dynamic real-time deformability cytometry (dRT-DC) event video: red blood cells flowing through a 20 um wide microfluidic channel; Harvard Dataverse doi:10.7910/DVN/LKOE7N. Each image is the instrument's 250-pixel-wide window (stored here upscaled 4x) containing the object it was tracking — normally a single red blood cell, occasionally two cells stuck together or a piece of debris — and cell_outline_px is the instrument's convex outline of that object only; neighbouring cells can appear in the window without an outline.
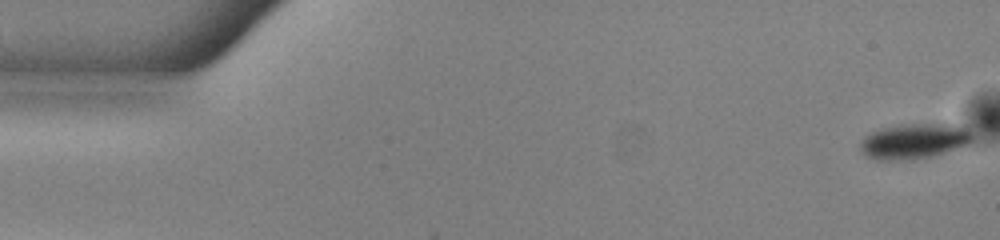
{"species": "common noctule bat (a hibernating species)", "species_latin": "Nyctalus noctula", "temperature_condition": "warm", "stored_images_in_passage": 52, "camera_frame_rate_fps": 3000, "um_per_image_px": 0.085, "animal": {"sex": "male", "body_mass_g": 13.0, "forearm_length_mm": 53.1}, "frame": {"image": 1, "passage_image": 1, "time_ms": 0.0, "image_size_px": [1000, 240], "cell_outline_px": [[972, 140], [968, 144], [932, 156], [912, 160], [876, 160], [868, 156], [860, 148], [860, 144], [864, 136], [880, 128], [900, 124], [952, 124], [968, 132], [972, 136]], "centroid_in_image_um": [77.63, 12.01], "position_along_channel_um": 7.4, "area_um2": 22.72}}
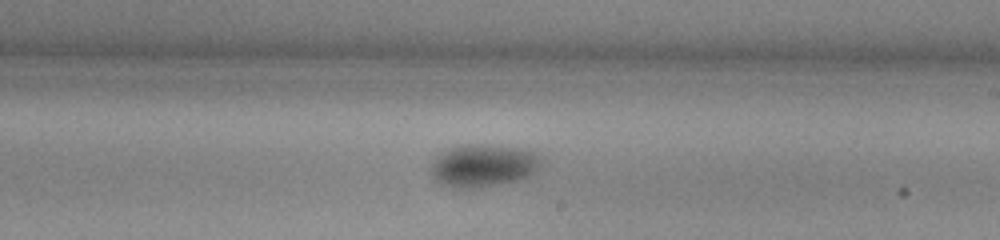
{"frame": {"image": 2, "passage_image": 30, "time_ms": 9.667, "image_size_px": [1000, 240], "cell_outline_px": [[544, 160], [528, 176], [520, 180], [468, 188], [452, 188], [440, 184], [432, 176], [432, 164], [436, 156], [440, 152], [448, 148], [460, 144], [492, 144], [524, 148], [536, 152]], "centroid_in_image_um": [41.07, 14.03], "position_along_channel_um": 247.9, "area_um2": 27.63}}
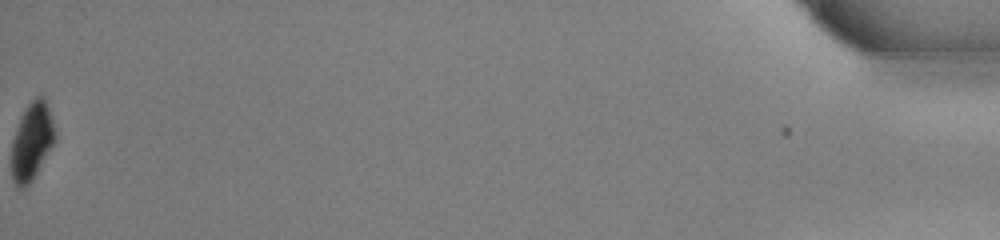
{"frame": {"image": 3, "passage_image": 52, "time_ms": 17.0, "image_size_px": [1000, 240], "cell_outline_px": [[56, 136], [52, 144], [32, 180], [24, 188], [16, 188], [12, 180], [12, 140], [20, 116], [24, 108], [36, 96], [44, 96], [56, 132]], "centroid_in_image_um": [2.68, 12.0], "position_along_channel_um": 432.5, "area_um2": 19.36}, "authors_computed_cell_mechanics": {"area_um2": 25.4609, "velocity_mm_per_s": 3.9789, "shape_relaxation_time_tau1_ms": 5.8793, "shape_relaxation_time_tau2_ms": null, "deformation_change_tau1": 0.095, "deformation_change_tau2": null}}